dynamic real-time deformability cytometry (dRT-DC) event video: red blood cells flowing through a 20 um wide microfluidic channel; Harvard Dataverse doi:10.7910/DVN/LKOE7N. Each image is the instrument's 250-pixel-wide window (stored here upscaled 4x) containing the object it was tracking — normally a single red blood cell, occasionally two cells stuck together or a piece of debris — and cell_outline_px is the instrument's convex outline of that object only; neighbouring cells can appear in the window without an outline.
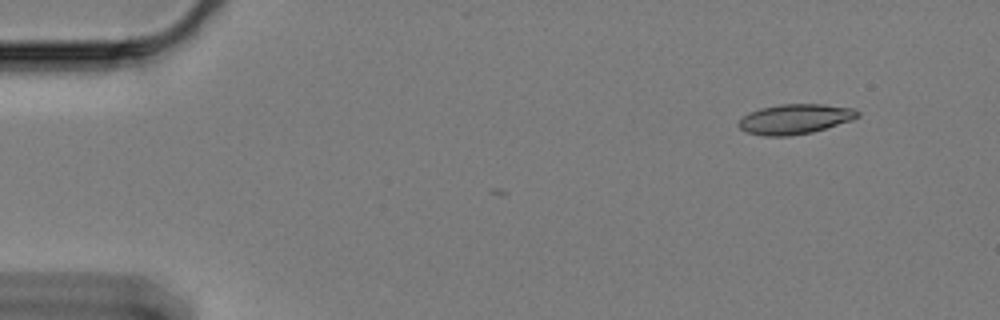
{"species": "Egyptian fruit bat (a non-hibernating species)", "species_latin": "Rousettus aegyptiacus", "temperature_condition": "cold", "stored_images_in_passage": 12, "camera_frame_rate_fps": 3000, "um_per_image_px": 0.085, "animal": {"sex": "female"}, "frame": {"image": 1, "passage_image": 1, "time_ms": 0.0, "image_size_px": [1000, 320], "cell_outline_px": [[860, 116], [852, 120], [812, 132], [788, 136], [764, 136], [748, 132], [740, 128], [736, 124], [744, 116], [760, 108], [780, 104], [824, 104], [852, 108], [860, 112]], "centroid_in_image_um": [67.59, 10.11], "position_along_channel_um": 17.4, "area_um2": 20.63}}